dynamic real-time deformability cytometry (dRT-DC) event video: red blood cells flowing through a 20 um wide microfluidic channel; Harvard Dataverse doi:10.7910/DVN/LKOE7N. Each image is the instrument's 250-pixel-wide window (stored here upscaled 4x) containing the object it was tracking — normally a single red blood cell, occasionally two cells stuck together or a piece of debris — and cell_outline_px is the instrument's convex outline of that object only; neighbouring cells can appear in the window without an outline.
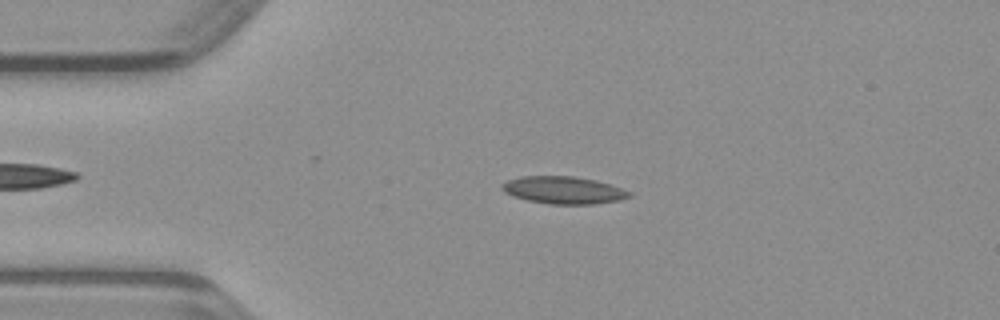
{"species": "common noctule bat (a hibernating species)", "species_latin": "Nyctalus noctula", "temperature_condition": "warm", "stored_images_in_passage": 47, "camera_frame_rate_fps": 3000, "um_per_image_px": 0.085, "animal": {"sex": "male", "body_mass_g": 23.1, "forearm_length_mm": 52.7}, "frame": {"image": 1, "passage_image": 10, "time_ms": 3.0, "image_size_px": [1000, 320], "cell_outline_px": [[632, 196], [620, 200], [596, 204], [548, 204], [528, 200], [512, 196], [504, 192], [500, 188], [500, 184], [508, 180], [520, 176], [572, 176], [596, 180], [632, 192]], "centroid_in_image_um": [47.87, 16.16], "position_along_channel_um": 37.1, "area_um2": 20.4}}
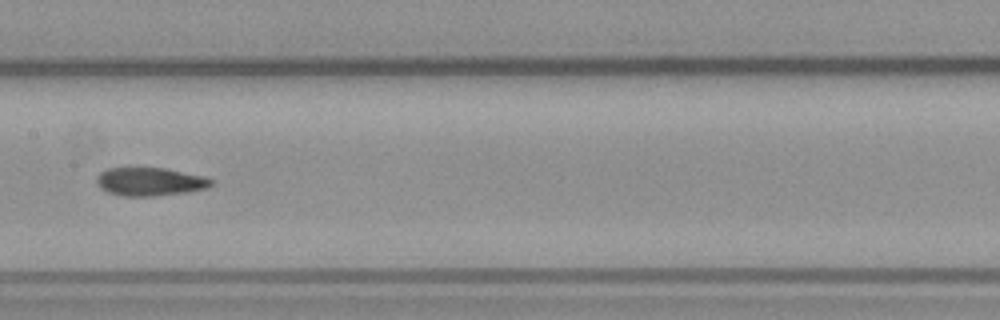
{"frame": {"image": 2, "passage_image": 23, "time_ms": 7.333, "image_size_px": [1000, 320], "cell_outline_px": [[216, 180], [212, 184], [204, 188], [188, 192], [152, 196], [124, 196], [108, 192], [100, 188], [96, 184], [96, 176], [100, 172], [108, 168], [164, 168], [204, 176]], "centroid_in_image_um": [12.73, 15.44], "position_along_channel_um": 194.7, "area_um2": 18.9}}
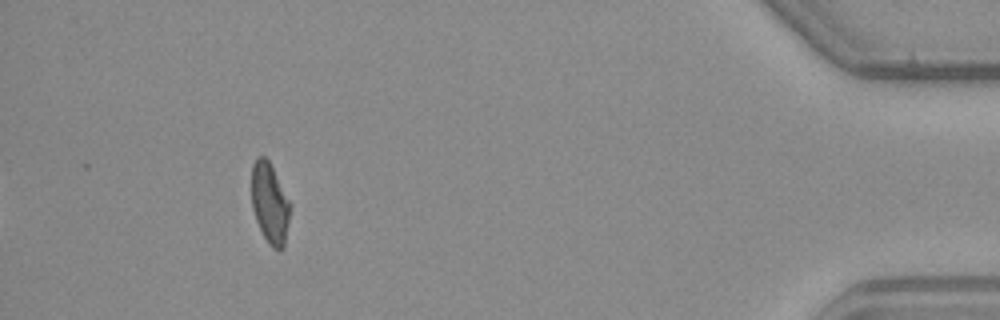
{"frame": {"image": 3, "passage_image": 43, "time_ms": 14.0, "image_size_px": [1000, 320], "cell_outline_px": [[292, 204], [284, 248], [272, 248], [268, 244], [256, 220], [252, 208], [252, 164], [256, 156], [264, 156], [268, 160]], "centroid_in_image_um": [22.95, 17.27], "position_along_channel_um": 412.3, "area_um2": 18.21}}